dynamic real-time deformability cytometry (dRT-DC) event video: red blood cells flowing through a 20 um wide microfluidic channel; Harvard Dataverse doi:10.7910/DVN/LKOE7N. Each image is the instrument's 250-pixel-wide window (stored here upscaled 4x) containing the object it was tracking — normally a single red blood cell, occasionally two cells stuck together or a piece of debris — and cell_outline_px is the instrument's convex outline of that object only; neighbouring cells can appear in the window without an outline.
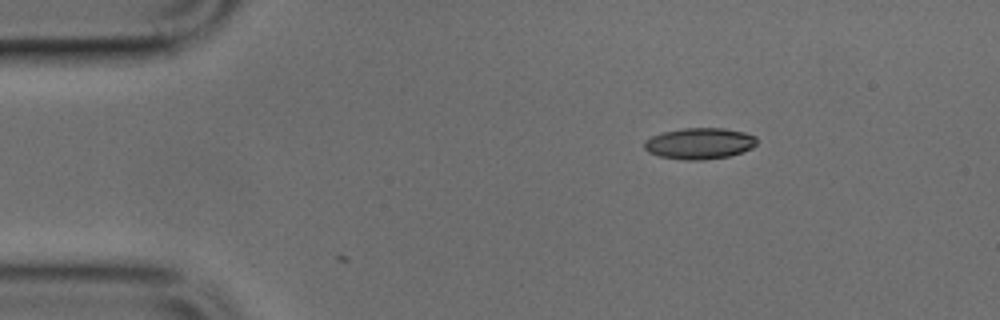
{"species": "common noctule bat (a hibernating species)", "species_latin": "Nyctalus noctula", "temperature_condition": "cold", "stored_images_in_passage": 2, "camera_frame_rate_fps": 3000, "um_per_image_px": 0.085, "animal": {"sex": "male", "body_mass_g": 17.9, "forearm_length_mm": 54.2}, "frame": {"image": 1, "passage_image": 2, "time_ms": 0.333, "image_size_px": [1000, 320], "cell_outline_px": [[756, 144], [752, 148], [728, 156], [704, 160], [684, 160], [660, 156], [648, 152], [644, 148], [644, 140], [652, 136], [664, 132], [684, 128], [724, 128], [744, 132], [756, 136]], "centroid_in_image_um": [59.45, 12.19], "position_along_channel_um": 25.6, "area_um2": 20.4}}